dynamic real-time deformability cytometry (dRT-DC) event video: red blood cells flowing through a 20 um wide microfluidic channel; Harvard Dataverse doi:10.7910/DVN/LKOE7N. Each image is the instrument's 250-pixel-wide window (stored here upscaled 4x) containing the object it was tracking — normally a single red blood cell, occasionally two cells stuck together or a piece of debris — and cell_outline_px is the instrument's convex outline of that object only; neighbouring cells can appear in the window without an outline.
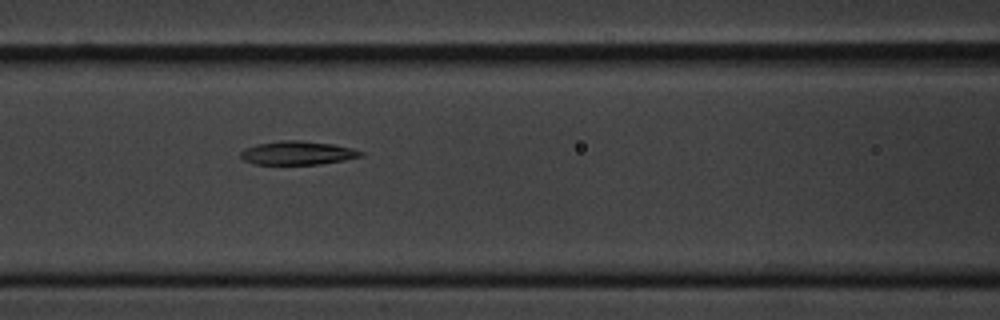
{"species": "common noctule bat (a hibernating species)", "species_latin": "Nyctalus noctula", "temperature_condition": "cold", "stored_images_in_passage": 9, "camera_frame_rate_fps": 3000, "um_per_image_px": 0.085, "animal": {"sex": "male", "body_mass_g": 20.1, "forearm_length_mm": 53.5}, "frame": {"image": 1, "passage_image": 7, "time_ms": 8.0, "image_size_px": [1000, 320], "cell_outline_px": [[364, 156], [344, 160], [320, 164], [256, 164], [244, 160], [240, 156], [240, 152], [244, 148], [256, 144], [280, 140], [300, 140], [332, 144], [352, 148], [364, 152]], "centroid_in_image_um": [25.29, 12.99], "position_along_channel_um": 141.3, "area_um2": 16.59}}
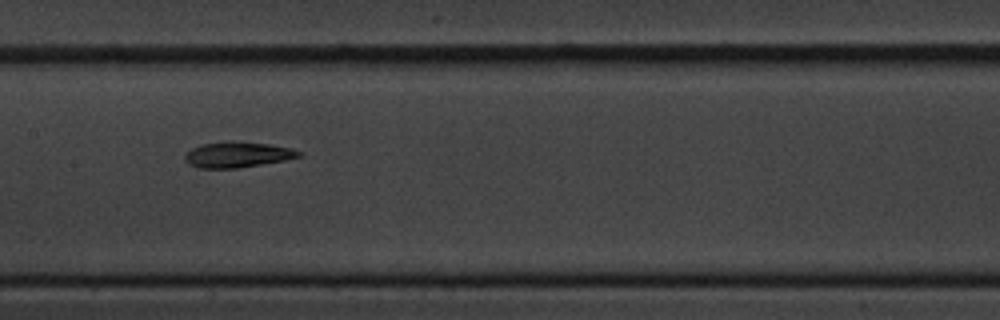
{"frame": {"image": 2, "passage_image": 8, "time_ms": 9.333, "image_size_px": [1000, 320], "cell_outline_px": [[304, 156], [284, 160], [240, 168], [200, 168], [188, 164], [184, 160], [184, 152], [200, 144], [224, 140], [236, 140], [268, 144], [292, 148], [304, 152]], "centroid_in_image_um": [20.18, 13.12], "position_along_channel_um": 187.2, "area_um2": 17.57}}
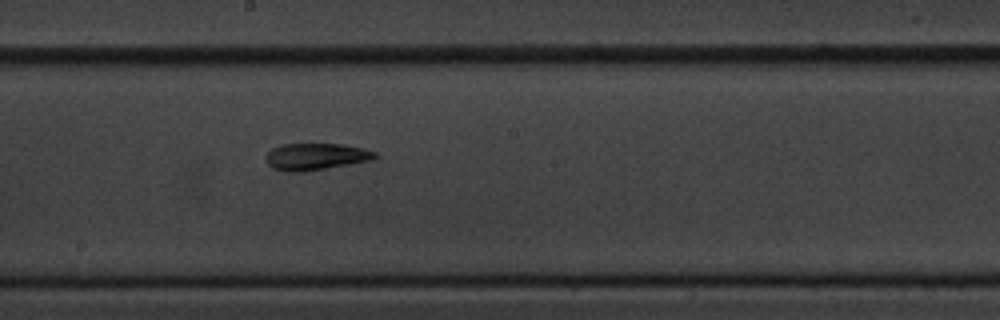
{"frame": {"image": 3, "passage_image": 9, "time_ms": 10.333, "image_size_px": [1000, 320], "cell_outline_px": [[380, 156], [372, 160], [304, 172], [288, 172], [272, 168], [264, 160], [264, 156], [272, 148], [284, 144], [340, 144], [364, 148], [376, 152]], "centroid_in_image_um": [26.83, 13.32], "position_along_channel_um": 221.4, "area_um2": 17.22}}